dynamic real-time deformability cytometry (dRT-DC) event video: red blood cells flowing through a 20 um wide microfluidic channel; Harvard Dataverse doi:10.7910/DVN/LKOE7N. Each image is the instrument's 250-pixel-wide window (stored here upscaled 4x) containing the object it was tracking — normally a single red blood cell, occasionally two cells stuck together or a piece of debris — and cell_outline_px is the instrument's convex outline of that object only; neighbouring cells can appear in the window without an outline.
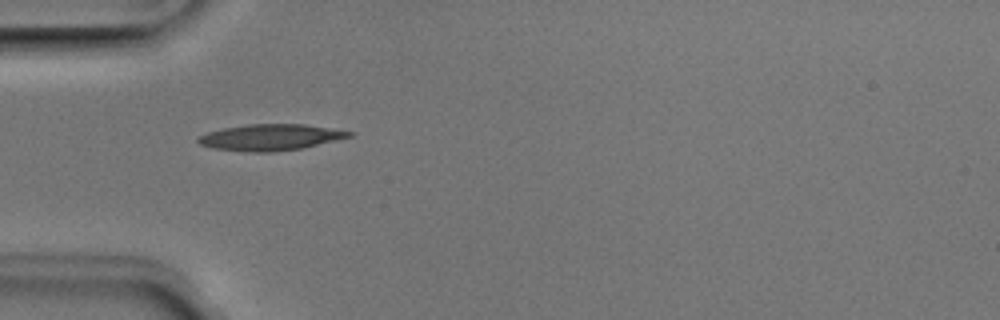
{"species": "Egyptian fruit bat (a non-hibernating species)", "species_latin": "Rousettus aegyptiacus", "temperature_condition": "room temperature", "stored_images_in_passage": 36, "camera_frame_rate_fps": 3000, "um_per_image_px": 0.085, "animal": {"sex": "male"}, "frame": {"image": 1, "passage_image": 1, "time_ms": 0.0, "image_size_px": [1000, 320], "cell_outline_px": [[356, 132], [352, 136], [336, 140], [300, 148], [272, 152], [252, 152], [212, 148], [200, 144], [196, 140], [200, 136], [208, 132], [224, 128], [248, 124], [304, 124]], "centroid_in_image_um": [22.99, 11.66], "position_along_channel_um": 62.0, "area_um2": 22.83}}
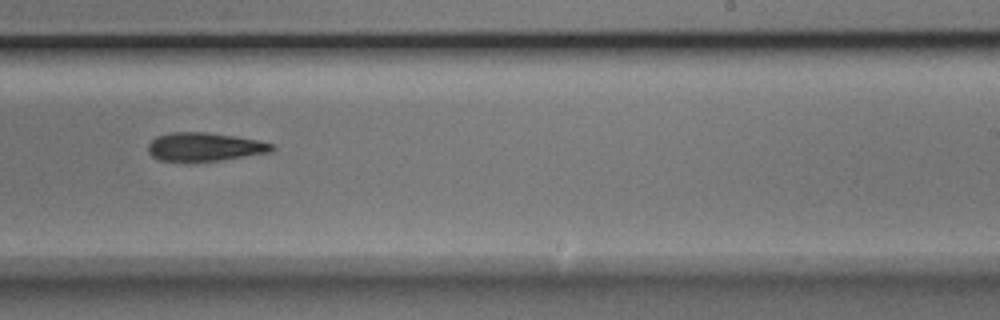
{"frame": {"image": 2, "passage_image": 17, "time_ms": 5.333, "image_size_px": [1000, 320], "cell_outline_px": [[276, 148], [272, 152], [220, 160], [160, 160], [152, 156], [148, 152], [148, 144], [156, 136], [168, 132], [208, 132], [236, 136], [276, 144]], "centroid_in_image_um": [17.43, 12.46], "position_along_channel_um": 271.6, "area_um2": 20.46}}
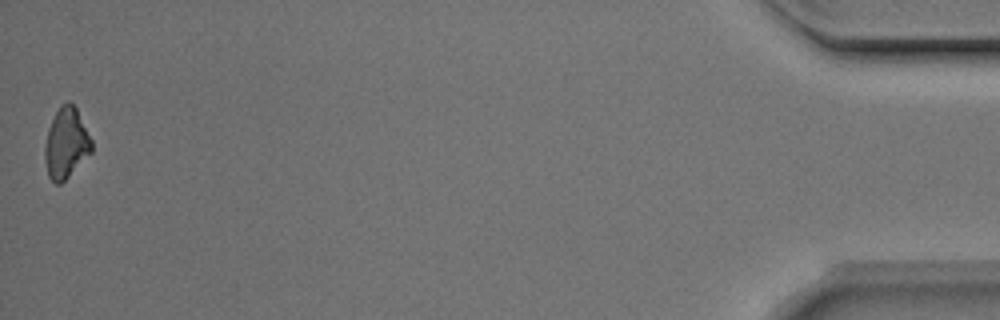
{"frame": {"image": 3, "passage_image": 36, "time_ms": 11.667, "image_size_px": [1000, 320], "cell_outline_px": [[92, 152], [60, 184], [56, 184], [48, 176], [44, 160], [44, 148], [48, 128], [60, 104], [68, 100], [76, 108], [92, 140]], "centroid_in_image_um": [5.61, 12.17], "position_along_channel_um": 429.6, "area_um2": 19.13}, "authors_computed_cell_mechanics": {"area_um2": 20.5479, "velocity_mm_per_s": 3.9684, "shape_relaxation_time_tau1_ms": 7.2543, "shape_relaxation_time_tau2_ms": null, "deformation_change_tau1": 0.1739, "deformation_change_tau2": null}}